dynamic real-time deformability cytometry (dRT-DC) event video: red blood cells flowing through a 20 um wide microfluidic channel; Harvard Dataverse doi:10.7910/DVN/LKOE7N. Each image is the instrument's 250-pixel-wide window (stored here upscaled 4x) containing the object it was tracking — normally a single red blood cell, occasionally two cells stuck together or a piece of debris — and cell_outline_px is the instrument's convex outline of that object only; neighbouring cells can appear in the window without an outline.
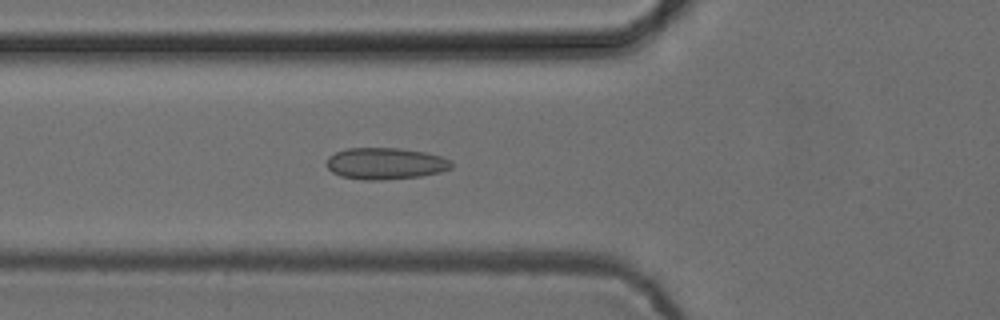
{"species": "common noctule bat (a hibernating species)", "species_latin": "Nyctalus noctula", "temperature_condition": "cold", "stored_images_in_passage": 52, "camera_frame_rate_fps": 3000, "um_per_image_px": 0.085, "animal": {"sex": "female", "body_mass_g": 24.6, "forearm_length_mm": 56.2}, "frame": {"image": 1, "passage_image": 19, "time_ms": 6.0, "image_size_px": [1000, 320], "cell_outline_px": [[452, 168], [440, 172], [420, 176], [380, 180], [364, 180], [340, 176], [332, 172], [328, 168], [328, 156], [336, 152], [348, 148], [400, 148], [424, 152], [440, 156], [452, 160]], "centroid_in_image_um": [32.77, 13.9], "position_along_channel_um": 93.0, "area_um2": 22.95}}
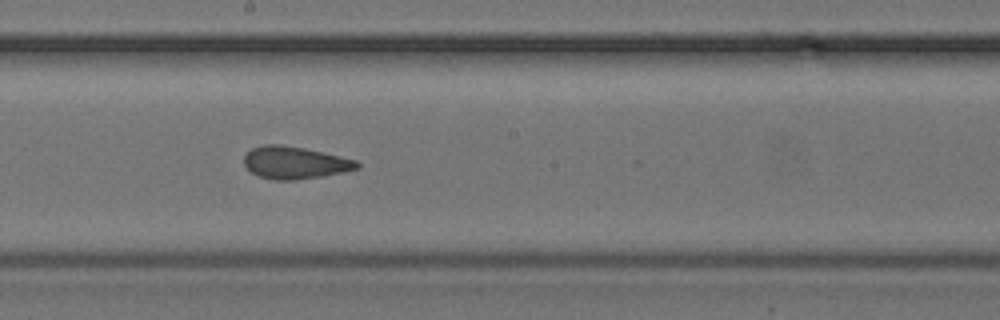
{"frame": {"image": 2, "passage_image": 29, "time_ms": 9.333, "image_size_px": [1000, 320], "cell_outline_px": [[360, 168], [320, 176], [296, 180], [272, 180], [260, 176], [252, 172], [244, 164], [244, 156], [252, 148], [264, 144], [280, 144], [304, 148], [340, 156], [356, 160], [360, 164]], "centroid_in_image_um": [25.04, 13.82], "position_along_channel_um": 223.2, "area_um2": 21.1}}
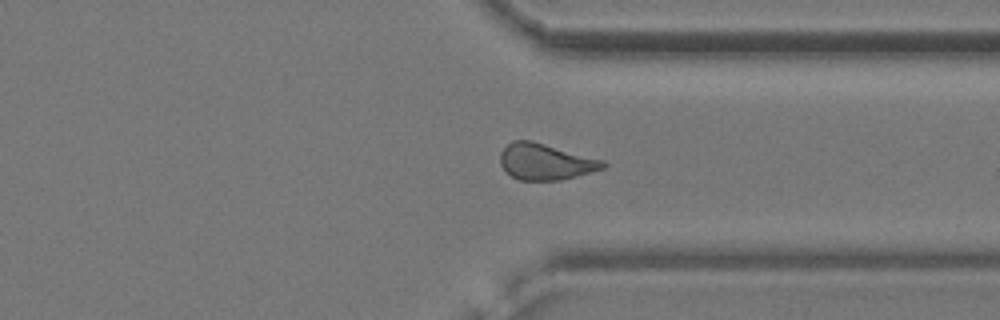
{"frame": {"image": 3, "passage_image": 40, "time_ms": 13.0, "image_size_px": [1000, 320], "cell_outline_px": [[608, 164], [604, 168], [576, 176], [560, 180], [520, 180], [512, 176], [500, 164], [500, 152], [512, 140], [532, 140], [604, 160]], "centroid_in_image_um": [46.37, 13.73], "position_along_channel_um": 365.0, "area_um2": 21.62}, "authors_computed_cell_mechanics": {"area_um2": 22.0218, "velocity_mm_per_s": 3.8864, "shape_relaxation_time_tau1_ms": null, "shape_relaxation_time_tau2_ms": 2.1979, "deformation_change_tau1": null, "deformation_change_tau2": 0.0844}}